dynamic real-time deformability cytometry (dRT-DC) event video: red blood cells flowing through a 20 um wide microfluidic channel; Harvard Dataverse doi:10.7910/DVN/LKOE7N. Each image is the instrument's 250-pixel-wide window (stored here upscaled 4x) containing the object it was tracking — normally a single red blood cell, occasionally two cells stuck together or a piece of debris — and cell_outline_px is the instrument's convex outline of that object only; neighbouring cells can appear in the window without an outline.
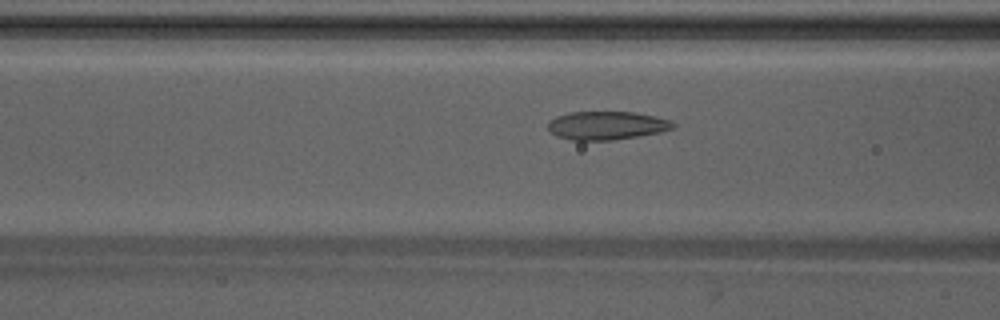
{"species": "Egyptian fruit bat (a non-hibernating species)", "species_latin": "Rousettus aegyptiacus", "temperature_condition": "warm", "stored_images_in_passage": 8, "camera_frame_rate_fps": 3000, "um_per_image_px": 0.085, "animal": {"sex": "male"}, "frame": {"image": 1, "passage_image": 6, "time_ms": 1.667, "image_size_px": [1000, 320], "cell_outline_px": [[676, 124], [672, 128], [660, 132], [612, 140], [572, 140], [556, 136], [548, 128], [548, 120], [556, 116], [568, 112], [636, 112], [672, 120]], "centroid_in_image_um": [51.55, 10.66], "position_along_channel_um": 115.1, "area_um2": 20.69}}